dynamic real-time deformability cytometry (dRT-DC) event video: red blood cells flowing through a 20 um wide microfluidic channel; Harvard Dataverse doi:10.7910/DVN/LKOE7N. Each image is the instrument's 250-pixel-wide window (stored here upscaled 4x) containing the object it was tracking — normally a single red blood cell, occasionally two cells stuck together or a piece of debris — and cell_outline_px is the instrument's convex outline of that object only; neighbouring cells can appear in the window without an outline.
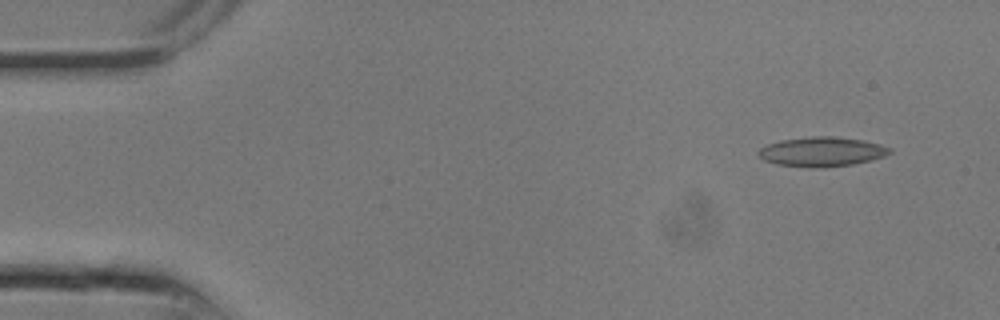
{"species": "common noctule bat (a hibernating species)", "species_latin": "Nyctalus noctula", "temperature_condition": "room temperature", "stored_images_in_passage": 24, "camera_frame_rate_fps": 3000, "um_per_image_px": 0.085, "animal": {"sex": "male", "body_mass_g": 13.3}, "frame": {"image": 1, "passage_image": 2, "time_ms": 0.333, "image_size_px": [1000, 320], "cell_outline_px": [[892, 152], [884, 156], [852, 164], [824, 168], [812, 168], [776, 164], [764, 160], [756, 156], [756, 152], [760, 148], [768, 144], [780, 140], [812, 136], [836, 136], [864, 140], [880, 144], [892, 148]], "centroid_in_image_um": [69.82, 12.89], "position_along_channel_um": 15.2, "area_um2": 22.83}}
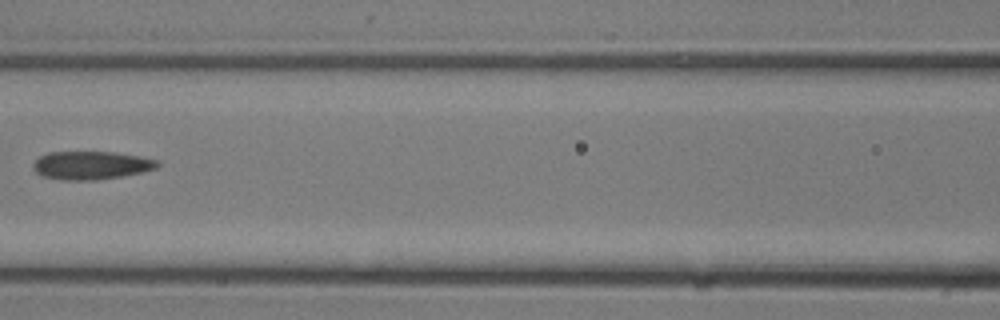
{"frame": {"image": 2, "passage_image": 11, "time_ms": 3.333, "image_size_px": [1000, 320], "cell_outline_px": [[160, 164], [156, 168], [140, 172], [120, 176], [96, 180], [64, 180], [44, 176], [36, 172], [32, 168], [32, 164], [40, 156], [48, 152], [112, 152], [136, 156], [156, 160]], "centroid_in_image_um": [7.69, 14.05], "position_along_channel_um": 158.9, "area_um2": 20.11}}
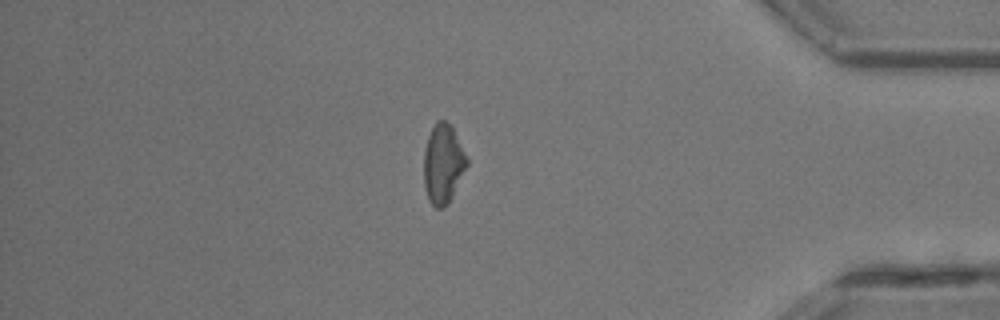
{"frame": {"image": 3, "passage_image": 21, "time_ms": 6.667, "image_size_px": [1000, 320], "cell_outline_px": [[468, 164], [448, 204], [440, 208], [436, 208], [428, 200], [424, 184], [424, 152], [428, 136], [436, 120], [444, 120], [452, 124], [468, 156]], "centroid_in_image_um": [37.68, 13.88], "position_along_channel_um": 397.5, "area_um2": 20.11}}